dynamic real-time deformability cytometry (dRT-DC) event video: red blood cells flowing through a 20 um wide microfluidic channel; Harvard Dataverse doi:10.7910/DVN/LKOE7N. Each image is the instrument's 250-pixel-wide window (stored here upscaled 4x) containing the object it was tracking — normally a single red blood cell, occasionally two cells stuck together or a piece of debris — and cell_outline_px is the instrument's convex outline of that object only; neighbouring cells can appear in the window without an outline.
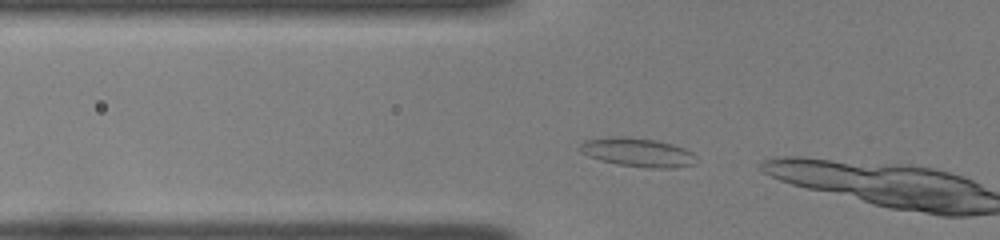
{"species": "common noctule bat (a hibernating species)", "species_latin": "Nyctalus noctula", "temperature_condition": "room temperature", "stored_images_in_passage": 5, "camera_frame_rate_fps": 3000, "um_per_image_px": 0.085, "animal": {"sex": "female", "body_mass_g": 22.0, "forearm_length_mm": 56.7}, "frame": {"image": 1, "passage_image": 2, "time_ms": 0.333, "image_size_px": [1000, 240], "cell_outline_px": [[696, 164], [676, 168], [648, 168], [616, 164], [600, 160], [588, 156], [580, 152], [576, 148], [584, 140], [624, 136], [656, 140], [672, 144], [684, 148], [692, 152], [696, 156]], "centroid_in_image_um": [54.2, 12.96], "position_along_channel_um": 71.6, "area_um2": 19.71}}